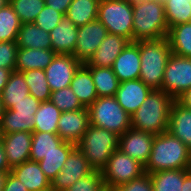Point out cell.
Returning <instances> with one entry per match:
<instances>
[{
	"label": "cell",
	"mask_w": 191,
	"mask_h": 191,
	"mask_svg": "<svg viewBox=\"0 0 191 191\" xmlns=\"http://www.w3.org/2000/svg\"><path fill=\"white\" fill-rule=\"evenodd\" d=\"M191 168V151L168 131L155 135L145 173Z\"/></svg>",
	"instance_id": "6da1fadb"
},
{
	"label": "cell",
	"mask_w": 191,
	"mask_h": 191,
	"mask_svg": "<svg viewBox=\"0 0 191 191\" xmlns=\"http://www.w3.org/2000/svg\"><path fill=\"white\" fill-rule=\"evenodd\" d=\"M175 99L163 90H152L131 115V127L158 135L167 132L170 109Z\"/></svg>",
	"instance_id": "7a4b0ae2"
},
{
	"label": "cell",
	"mask_w": 191,
	"mask_h": 191,
	"mask_svg": "<svg viewBox=\"0 0 191 191\" xmlns=\"http://www.w3.org/2000/svg\"><path fill=\"white\" fill-rule=\"evenodd\" d=\"M139 79L152 90H161L167 61L172 54L168 37L140 40Z\"/></svg>",
	"instance_id": "3957f363"
},
{
	"label": "cell",
	"mask_w": 191,
	"mask_h": 191,
	"mask_svg": "<svg viewBox=\"0 0 191 191\" xmlns=\"http://www.w3.org/2000/svg\"><path fill=\"white\" fill-rule=\"evenodd\" d=\"M168 32L164 2L147 0L133 5V41L160 39Z\"/></svg>",
	"instance_id": "277c9868"
},
{
	"label": "cell",
	"mask_w": 191,
	"mask_h": 191,
	"mask_svg": "<svg viewBox=\"0 0 191 191\" xmlns=\"http://www.w3.org/2000/svg\"><path fill=\"white\" fill-rule=\"evenodd\" d=\"M119 136L115 133L90 125L76 147L83 153L93 170L101 171L113 151L118 149Z\"/></svg>",
	"instance_id": "5b68a950"
},
{
	"label": "cell",
	"mask_w": 191,
	"mask_h": 191,
	"mask_svg": "<svg viewBox=\"0 0 191 191\" xmlns=\"http://www.w3.org/2000/svg\"><path fill=\"white\" fill-rule=\"evenodd\" d=\"M90 124L107 129L118 136L131 128V116L115 97H98L89 107Z\"/></svg>",
	"instance_id": "8992f818"
},
{
	"label": "cell",
	"mask_w": 191,
	"mask_h": 191,
	"mask_svg": "<svg viewBox=\"0 0 191 191\" xmlns=\"http://www.w3.org/2000/svg\"><path fill=\"white\" fill-rule=\"evenodd\" d=\"M108 33L133 42V5L125 0H100L98 18Z\"/></svg>",
	"instance_id": "52a82bcc"
},
{
	"label": "cell",
	"mask_w": 191,
	"mask_h": 191,
	"mask_svg": "<svg viewBox=\"0 0 191 191\" xmlns=\"http://www.w3.org/2000/svg\"><path fill=\"white\" fill-rule=\"evenodd\" d=\"M144 165L119 149L113 151L106 165L101 169L104 185L116 187L141 177Z\"/></svg>",
	"instance_id": "ba28073f"
},
{
	"label": "cell",
	"mask_w": 191,
	"mask_h": 191,
	"mask_svg": "<svg viewBox=\"0 0 191 191\" xmlns=\"http://www.w3.org/2000/svg\"><path fill=\"white\" fill-rule=\"evenodd\" d=\"M191 88V58L171 54L164 71L161 90L176 99Z\"/></svg>",
	"instance_id": "9c48e42d"
},
{
	"label": "cell",
	"mask_w": 191,
	"mask_h": 191,
	"mask_svg": "<svg viewBox=\"0 0 191 191\" xmlns=\"http://www.w3.org/2000/svg\"><path fill=\"white\" fill-rule=\"evenodd\" d=\"M94 170L83 153L75 147L68 155L63 168L51 182V189L65 191L77 180L86 177Z\"/></svg>",
	"instance_id": "30bf717a"
},
{
	"label": "cell",
	"mask_w": 191,
	"mask_h": 191,
	"mask_svg": "<svg viewBox=\"0 0 191 191\" xmlns=\"http://www.w3.org/2000/svg\"><path fill=\"white\" fill-rule=\"evenodd\" d=\"M107 34V29L98 19L79 26L78 39L75 44V53L73 56L82 64L87 63Z\"/></svg>",
	"instance_id": "8fae6325"
},
{
	"label": "cell",
	"mask_w": 191,
	"mask_h": 191,
	"mask_svg": "<svg viewBox=\"0 0 191 191\" xmlns=\"http://www.w3.org/2000/svg\"><path fill=\"white\" fill-rule=\"evenodd\" d=\"M81 65L82 63L73 55L56 54L51 63L44 69L51 91L54 92L69 87Z\"/></svg>",
	"instance_id": "7c38bea8"
},
{
	"label": "cell",
	"mask_w": 191,
	"mask_h": 191,
	"mask_svg": "<svg viewBox=\"0 0 191 191\" xmlns=\"http://www.w3.org/2000/svg\"><path fill=\"white\" fill-rule=\"evenodd\" d=\"M155 135L129 128L118 139V149L137 160L142 165H146L154 141Z\"/></svg>",
	"instance_id": "4fadbf2b"
},
{
	"label": "cell",
	"mask_w": 191,
	"mask_h": 191,
	"mask_svg": "<svg viewBox=\"0 0 191 191\" xmlns=\"http://www.w3.org/2000/svg\"><path fill=\"white\" fill-rule=\"evenodd\" d=\"M88 108L62 112L58 121L57 134L63 140L77 144L90 126Z\"/></svg>",
	"instance_id": "5bb4252c"
},
{
	"label": "cell",
	"mask_w": 191,
	"mask_h": 191,
	"mask_svg": "<svg viewBox=\"0 0 191 191\" xmlns=\"http://www.w3.org/2000/svg\"><path fill=\"white\" fill-rule=\"evenodd\" d=\"M139 41L129 42L118 55L112 66L119 82L136 80L140 77Z\"/></svg>",
	"instance_id": "9a60e30c"
},
{
	"label": "cell",
	"mask_w": 191,
	"mask_h": 191,
	"mask_svg": "<svg viewBox=\"0 0 191 191\" xmlns=\"http://www.w3.org/2000/svg\"><path fill=\"white\" fill-rule=\"evenodd\" d=\"M1 140L11 169L30 160L32 133L19 131L2 134Z\"/></svg>",
	"instance_id": "2e32d148"
},
{
	"label": "cell",
	"mask_w": 191,
	"mask_h": 191,
	"mask_svg": "<svg viewBox=\"0 0 191 191\" xmlns=\"http://www.w3.org/2000/svg\"><path fill=\"white\" fill-rule=\"evenodd\" d=\"M151 91L152 89L140 79L129 80L120 82L114 97L118 104L131 116Z\"/></svg>",
	"instance_id": "e0dca14e"
},
{
	"label": "cell",
	"mask_w": 191,
	"mask_h": 191,
	"mask_svg": "<svg viewBox=\"0 0 191 191\" xmlns=\"http://www.w3.org/2000/svg\"><path fill=\"white\" fill-rule=\"evenodd\" d=\"M130 41L120 35L110 34L104 38L85 66L112 68L114 61Z\"/></svg>",
	"instance_id": "ac0fdd59"
},
{
	"label": "cell",
	"mask_w": 191,
	"mask_h": 191,
	"mask_svg": "<svg viewBox=\"0 0 191 191\" xmlns=\"http://www.w3.org/2000/svg\"><path fill=\"white\" fill-rule=\"evenodd\" d=\"M51 49L56 54L75 53V44L78 39V27L64 15L61 22L50 33Z\"/></svg>",
	"instance_id": "d6986e66"
},
{
	"label": "cell",
	"mask_w": 191,
	"mask_h": 191,
	"mask_svg": "<svg viewBox=\"0 0 191 191\" xmlns=\"http://www.w3.org/2000/svg\"><path fill=\"white\" fill-rule=\"evenodd\" d=\"M29 191H47L51 189L50 180L44 175L43 170L36 161L28 160L11 169Z\"/></svg>",
	"instance_id": "ffe728a7"
},
{
	"label": "cell",
	"mask_w": 191,
	"mask_h": 191,
	"mask_svg": "<svg viewBox=\"0 0 191 191\" xmlns=\"http://www.w3.org/2000/svg\"><path fill=\"white\" fill-rule=\"evenodd\" d=\"M167 131L180 139L191 151V110L173 102Z\"/></svg>",
	"instance_id": "44dd1931"
},
{
	"label": "cell",
	"mask_w": 191,
	"mask_h": 191,
	"mask_svg": "<svg viewBox=\"0 0 191 191\" xmlns=\"http://www.w3.org/2000/svg\"><path fill=\"white\" fill-rule=\"evenodd\" d=\"M56 53L52 49L21 48L17 50L15 71L45 69Z\"/></svg>",
	"instance_id": "7402d4cb"
},
{
	"label": "cell",
	"mask_w": 191,
	"mask_h": 191,
	"mask_svg": "<svg viewBox=\"0 0 191 191\" xmlns=\"http://www.w3.org/2000/svg\"><path fill=\"white\" fill-rule=\"evenodd\" d=\"M70 88L86 108L98 98L91 72L84 64L76 71Z\"/></svg>",
	"instance_id": "603a6c76"
},
{
	"label": "cell",
	"mask_w": 191,
	"mask_h": 191,
	"mask_svg": "<svg viewBox=\"0 0 191 191\" xmlns=\"http://www.w3.org/2000/svg\"><path fill=\"white\" fill-rule=\"evenodd\" d=\"M18 49H51V38L48 32L35 23L21 24L17 37Z\"/></svg>",
	"instance_id": "cb8c5ba5"
},
{
	"label": "cell",
	"mask_w": 191,
	"mask_h": 191,
	"mask_svg": "<svg viewBox=\"0 0 191 191\" xmlns=\"http://www.w3.org/2000/svg\"><path fill=\"white\" fill-rule=\"evenodd\" d=\"M29 88L22 72L13 71L0 96L4 110L10 109L15 103L28 96Z\"/></svg>",
	"instance_id": "d4e9b609"
},
{
	"label": "cell",
	"mask_w": 191,
	"mask_h": 191,
	"mask_svg": "<svg viewBox=\"0 0 191 191\" xmlns=\"http://www.w3.org/2000/svg\"><path fill=\"white\" fill-rule=\"evenodd\" d=\"M76 147V144L63 141L56 151H52L38 163L43 170L44 175L52 182L55 176L63 168L69 153Z\"/></svg>",
	"instance_id": "484cf974"
},
{
	"label": "cell",
	"mask_w": 191,
	"mask_h": 191,
	"mask_svg": "<svg viewBox=\"0 0 191 191\" xmlns=\"http://www.w3.org/2000/svg\"><path fill=\"white\" fill-rule=\"evenodd\" d=\"M191 168L162 170L150 173L154 191H182L184 178Z\"/></svg>",
	"instance_id": "4316f807"
},
{
	"label": "cell",
	"mask_w": 191,
	"mask_h": 191,
	"mask_svg": "<svg viewBox=\"0 0 191 191\" xmlns=\"http://www.w3.org/2000/svg\"><path fill=\"white\" fill-rule=\"evenodd\" d=\"M99 2L100 0H73L65 15L75 26H83L98 18Z\"/></svg>",
	"instance_id": "83f0119b"
},
{
	"label": "cell",
	"mask_w": 191,
	"mask_h": 191,
	"mask_svg": "<svg viewBox=\"0 0 191 191\" xmlns=\"http://www.w3.org/2000/svg\"><path fill=\"white\" fill-rule=\"evenodd\" d=\"M90 72L98 97H113L118 90L119 80L112 68L86 66Z\"/></svg>",
	"instance_id": "f1b7e54d"
},
{
	"label": "cell",
	"mask_w": 191,
	"mask_h": 191,
	"mask_svg": "<svg viewBox=\"0 0 191 191\" xmlns=\"http://www.w3.org/2000/svg\"><path fill=\"white\" fill-rule=\"evenodd\" d=\"M167 37L173 54L191 58V22L171 27Z\"/></svg>",
	"instance_id": "f546056e"
},
{
	"label": "cell",
	"mask_w": 191,
	"mask_h": 191,
	"mask_svg": "<svg viewBox=\"0 0 191 191\" xmlns=\"http://www.w3.org/2000/svg\"><path fill=\"white\" fill-rule=\"evenodd\" d=\"M61 111L49 100L41 102L34 115L33 131L57 133Z\"/></svg>",
	"instance_id": "4dcf8cb0"
},
{
	"label": "cell",
	"mask_w": 191,
	"mask_h": 191,
	"mask_svg": "<svg viewBox=\"0 0 191 191\" xmlns=\"http://www.w3.org/2000/svg\"><path fill=\"white\" fill-rule=\"evenodd\" d=\"M62 142L63 140L57 133L33 131L30 160L39 162L44 158V155L56 151Z\"/></svg>",
	"instance_id": "1f68e13d"
},
{
	"label": "cell",
	"mask_w": 191,
	"mask_h": 191,
	"mask_svg": "<svg viewBox=\"0 0 191 191\" xmlns=\"http://www.w3.org/2000/svg\"><path fill=\"white\" fill-rule=\"evenodd\" d=\"M34 115L18 113L10 109L4 110L0 121L2 134H11L19 131L32 133Z\"/></svg>",
	"instance_id": "d6a6232c"
},
{
	"label": "cell",
	"mask_w": 191,
	"mask_h": 191,
	"mask_svg": "<svg viewBox=\"0 0 191 191\" xmlns=\"http://www.w3.org/2000/svg\"><path fill=\"white\" fill-rule=\"evenodd\" d=\"M22 73L28 85L30 95L40 102L49 101L52 91L48 86L45 71L43 69H32Z\"/></svg>",
	"instance_id": "836d02e7"
},
{
	"label": "cell",
	"mask_w": 191,
	"mask_h": 191,
	"mask_svg": "<svg viewBox=\"0 0 191 191\" xmlns=\"http://www.w3.org/2000/svg\"><path fill=\"white\" fill-rule=\"evenodd\" d=\"M21 24L9 3L0 9V42H16Z\"/></svg>",
	"instance_id": "e575fe53"
},
{
	"label": "cell",
	"mask_w": 191,
	"mask_h": 191,
	"mask_svg": "<svg viewBox=\"0 0 191 191\" xmlns=\"http://www.w3.org/2000/svg\"><path fill=\"white\" fill-rule=\"evenodd\" d=\"M164 9L169 29L181 23L191 22V3L189 0H165Z\"/></svg>",
	"instance_id": "d590c367"
},
{
	"label": "cell",
	"mask_w": 191,
	"mask_h": 191,
	"mask_svg": "<svg viewBox=\"0 0 191 191\" xmlns=\"http://www.w3.org/2000/svg\"><path fill=\"white\" fill-rule=\"evenodd\" d=\"M22 24L34 23L45 6V0H9Z\"/></svg>",
	"instance_id": "8d00e7d4"
},
{
	"label": "cell",
	"mask_w": 191,
	"mask_h": 191,
	"mask_svg": "<svg viewBox=\"0 0 191 191\" xmlns=\"http://www.w3.org/2000/svg\"><path fill=\"white\" fill-rule=\"evenodd\" d=\"M50 101L61 111H76L85 108L69 87L51 93Z\"/></svg>",
	"instance_id": "74e56055"
},
{
	"label": "cell",
	"mask_w": 191,
	"mask_h": 191,
	"mask_svg": "<svg viewBox=\"0 0 191 191\" xmlns=\"http://www.w3.org/2000/svg\"><path fill=\"white\" fill-rule=\"evenodd\" d=\"M64 15L52 7L45 5L34 23L44 31L50 33L61 22Z\"/></svg>",
	"instance_id": "f35d334b"
},
{
	"label": "cell",
	"mask_w": 191,
	"mask_h": 191,
	"mask_svg": "<svg viewBox=\"0 0 191 191\" xmlns=\"http://www.w3.org/2000/svg\"><path fill=\"white\" fill-rule=\"evenodd\" d=\"M103 186L101 171L94 170L86 177L77 180L65 191H100Z\"/></svg>",
	"instance_id": "ab89813d"
},
{
	"label": "cell",
	"mask_w": 191,
	"mask_h": 191,
	"mask_svg": "<svg viewBox=\"0 0 191 191\" xmlns=\"http://www.w3.org/2000/svg\"><path fill=\"white\" fill-rule=\"evenodd\" d=\"M17 42H0V68L15 71Z\"/></svg>",
	"instance_id": "60d3db41"
},
{
	"label": "cell",
	"mask_w": 191,
	"mask_h": 191,
	"mask_svg": "<svg viewBox=\"0 0 191 191\" xmlns=\"http://www.w3.org/2000/svg\"><path fill=\"white\" fill-rule=\"evenodd\" d=\"M115 191H154L150 174L144 173L141 177L114 187Z\"/></svg>",
	"instance_id": "b9f144b4"
},
{
	"label": "cell",
	"mask_w": 191,
	"mask_h": 191,
	"mask_svg": "<svg viewBox=\"0 0 191 191\" xmlns=\"http://www.w3.org/2000/svg\"><path fill=\"white\" fill-rule=\"evenodd\" d=\"M41 102L34 96L28 95L20 102L15 103L10 110H14L18 113L35 114L40 106Z\"/></svg>",
	"instance_id": "7bdbcfd3"
},
{
	"label": "cell",
	"mask_w": 191,
	"mask_h": 191,
	"mask_svg": "<svg viewBox=\"0 0 191 191\" xmlns=\"http://www.w3.org/2000/svg\"><path fill=\"white\" fill-rule=\"evenodd\" d=\"M3 191H29L21 181L14 176L11 172H8L6 177L5 186Z\"/></svg>",
	"instance_id": "ee69618b"
},
{
	"label": "cell",
	"mask_w": 191,
	"mask_h": 191,
	"mask_svg": "<svg viewBox=\"0 0 191 191\" xmlns=\"http://www.w3.org/2000/svg\"><path fill=\"white\" fill-rule=\"evenodd\" d=\"M72 1L73 0H45V5L65 15Z\"/></svg>",
	"instance_id": "f6af8a7d"
},
{
	"label": "cell",
	"mask_w": 191,
	"mask_h": 191,
	"mask_svg": "<svg viewBox=\"0 0 191 191\" xmlns=\"http://www.w3.org/2000/svg\"><path fill=\"white\" fill-rule=\"evenodd\" d=\"M175 101L182 107L191 110V88L180 94Z\"/></svg>",
	"instance_id": "bcb514c9"
},
{
	"label": "cell",
	"mask_w": 191,
	"mask_h": 191,
	"mask_svg": "<svg viewBox=\"0 0 191 191\" xmlns=\"http://www.w3.org/2000/svg\"><path fill=\"white\" fill-rule=\"evenodd\" d=\"M0 172H11V168L7 162L6 153L1 139H0Z\"/></svg>",
	"instance_id": "7dc6e473"
},
{
	"label": "cell",
	"mask_w": 191,
	"mask_h": 191,
	"mask_svg": "<svg viewBox=\"0 0 191 191\" xmlns=\"http://www.w3.org/2000/svg\"><path fill=\"white\" fill-rule=\"evenodd\" d=\"M13 71L5 68H0V93L4 89Z\"/></svg>",
	"instance_id": "c3c4849f"
},
{
	"label": "cell",
	"mask_w": 191,
	"mask_h": 191,
	"mask_svg": "<svg viewBox=\"0 0 191 191\" xmlns=\"http://www.w3.org/2000/svg\"><path fill=\"white\" fill-rule=\"evenodd\" d=\"M182 191H191V172L184 178Z\"/></svg>",
	"instance_id": "681fc988"
},
{
	"label": "cell",
	"mask_w": 191,
	"mask_h": 191,
	"mask_svg": "<svg viewBox=\"0 0 191 191\" xmlns=\"http://www.w3.org/2000/svg\"><path fill=\"white\" fill-rule=\"evenodd\" d=\"M8 172H0V191H3Z\"/></svg>",
	"instance_id": "f907efd6"
},
{
	"label": "cell",
	"mask_w": 191,
	"mask_h": 191,
	"mask_svg": "<svg viewBox=\"0 0 191 191\" xmlns=\"http://www.w3.org/2000/svg\"><path fill=\"white\" fill-rule=\"evenodd\" d=\"M125 1H127L131 5H134V4H138V3H141V2L147 1V0H125ZM155 1L164 2L165 0H155Z\"/></svg>",
	"instance_id": "816d5d0a"
},
{
	"label": "cell",
	"mask_w": 191,
	"mask_h": 191,
	"mask_svg": "<svg viewBox=\"0 0 191 191\" xmlns=\"http://www.w3.org/2000/svg\"><path fill=\"white\" fill-rule=\"evenodd\" d=\"M100 191H115L114 187H109V186H106L104 185Z\"/></svg>",
	"instance_id": "f5cc1de1"
},
{
	"label": "cell",
	"mask_w": 191,
	"mask_h": 191,
	"mask_svg": "<svg viewBox=\"0 0 191 191\" xmlns=\"http://www.w3.org/2000/svg\"><path fill=\"white\" fill-rule=\"evenodd\" d=\"M9 3V0H0V9L6 6Z\"/></svg>",
	"instance_id": "db71d44e"
},
{
	"label": "cell",
	"mask_w": 191,
	"mask_h": 191,
	"mask_svg": "<svg viewBox=\"0 0 191 191\" xmlns=\"http://www.w3.org/2000/svg\"><path fill=\"white\" fill-rule=\"evenodd\" d=\"M3 112H4V108H3L2 100H1V96H0V121H1V117L3 115Z\"/></svg>",
	"instance_id": "11a10c76"
},
{
	"label": "cell",
	"mask_w": 191,
	"mask_h": 191,
	"mask_svg": "<svg viewBox=\"0 0 191 191\" xmlns=\"http://www.w3.org/2000/svg\"><path fill=\"white\" fill-rule=\"evenodd\" d=\"M1 137H2V132H1V125H0V139H1Z\"/></svg>",
	"instance_id": "9f6ffc18"
}]
</instances>
